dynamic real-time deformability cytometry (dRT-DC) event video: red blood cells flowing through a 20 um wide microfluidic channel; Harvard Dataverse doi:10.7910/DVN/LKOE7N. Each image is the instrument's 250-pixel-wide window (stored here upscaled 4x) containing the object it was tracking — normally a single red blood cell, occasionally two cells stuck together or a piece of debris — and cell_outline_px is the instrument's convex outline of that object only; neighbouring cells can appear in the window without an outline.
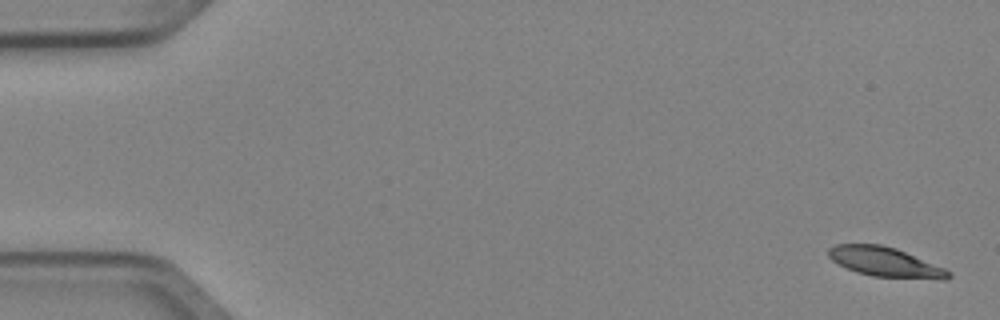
{"species": "Egyptian fruit bat (a non-hibernating species)", "species_latin": "Rousettus aegyptiacus", "temperature_condition": "cold", "stored_images_in_passage": 5, "camera_frame_rate_fps": 3000, "um_per_image_px": 0.085, "animal": {"sex": "female"}, "frame": {"image": 1, "passage_image": 1, "time_ms": 0.0, "image_size_px": [1000, 320], "cell_outline_px": [[952, 276], [944, 280], [872, 276], [856, 272], [832, 260], [828, 256], [828, 248], [836, 244], [880, 244], [896, 248], [944, 268], [952, 272]], "centroid_in_image_um": [75.26, 22.27], "position_along_channel_um": 9.7, "area_um2": 20.63}}
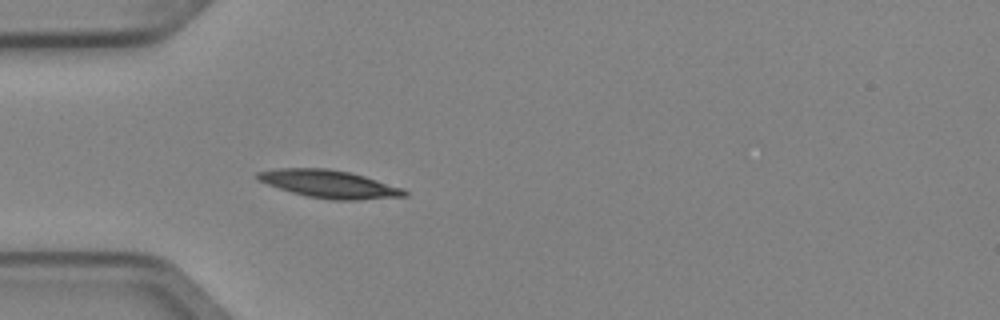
{"frame": {"image": 2, "passage_image": 5, "time_ms": 1.333, "image_size_px": [1000, 320], "cell_outline_px": [[408, 196], [360, 200], [332, 200], [308, 196], [292, 192], [268, 184], [260, 180], [256, 176], [256, 172], [276, 168], [328, 168], [348, 172], [364, 176], [404, 188], [408, 192]], "centroid_in_image_um": [28.03, 15.64], "position_along_channel_um": 57.0, "area_um2": 23.7}}